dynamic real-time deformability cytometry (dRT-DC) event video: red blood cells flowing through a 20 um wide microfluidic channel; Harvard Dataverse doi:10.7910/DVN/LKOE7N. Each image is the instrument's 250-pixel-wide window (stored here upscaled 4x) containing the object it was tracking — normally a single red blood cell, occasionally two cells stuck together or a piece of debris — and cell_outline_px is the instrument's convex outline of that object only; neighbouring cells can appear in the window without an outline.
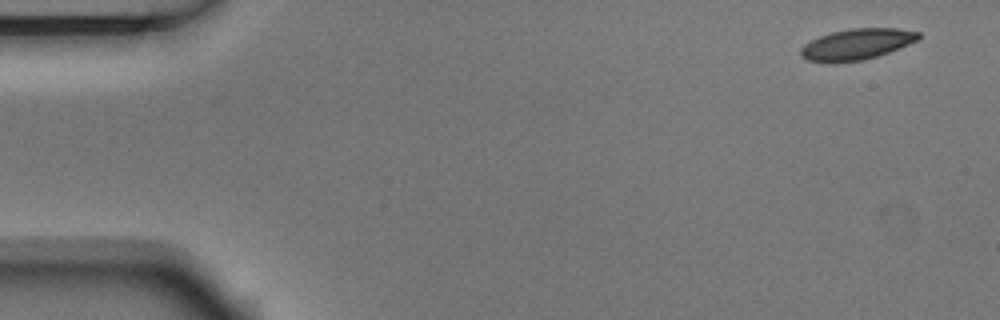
{"species": "Egyptian fruit bat (a non-hibernating species)", "species_latin": "Rousettus aegyptiacus", "temperature_condition": "room temperature", "stored_images_in_passage": 2, "camera_frame_rate_fps": 3000, "um_per_image_px": 0.085, "animal": {"sex": "male"}, "frame": {"image": 1, "passage_image": 1, "time_ms": 0.0, "image_size_px": [1000, 320], "cell_outline_px": [[920, 40], [888, 52], [864, 60], [808, 60], [800, 56], [800, 48], [804, 44], [820, 36], [832, 32], [852, 28], [896, 28], [920, 32]], "centroid_in_image_um": [72.88, 3.72], "position_along_channel_um": 12.1, "area_um2": 20.63}}
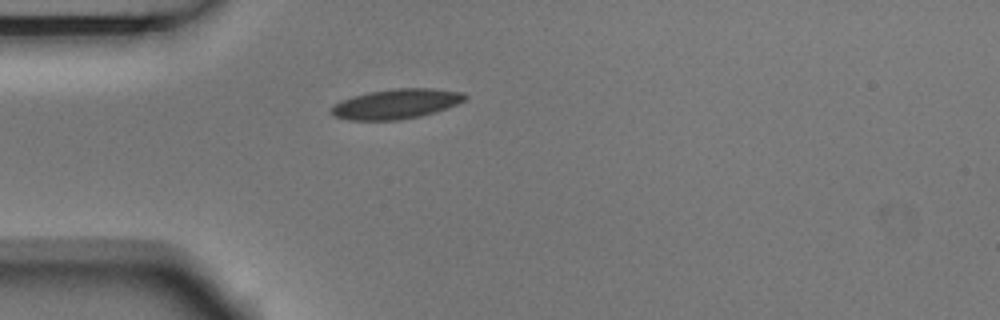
{"frame": {"image": 2, "passage_image": 2, "time_ms": 0.333, "image_size_px": [1000, 320], "cell_outline_px": [[468, 96], [464, 100], [456, 104], [420, 116], [400, 120], [348, 120], [336, 116], [332, 112], [332, 108], [336, 104], [352, 96], [368, 92], [396, 88], [432, 88], [464, 92]], "centroid_in_image_um": [33.7, 8.82], "position_along_channel_um": 51.3, "area_um2": 22.89}}